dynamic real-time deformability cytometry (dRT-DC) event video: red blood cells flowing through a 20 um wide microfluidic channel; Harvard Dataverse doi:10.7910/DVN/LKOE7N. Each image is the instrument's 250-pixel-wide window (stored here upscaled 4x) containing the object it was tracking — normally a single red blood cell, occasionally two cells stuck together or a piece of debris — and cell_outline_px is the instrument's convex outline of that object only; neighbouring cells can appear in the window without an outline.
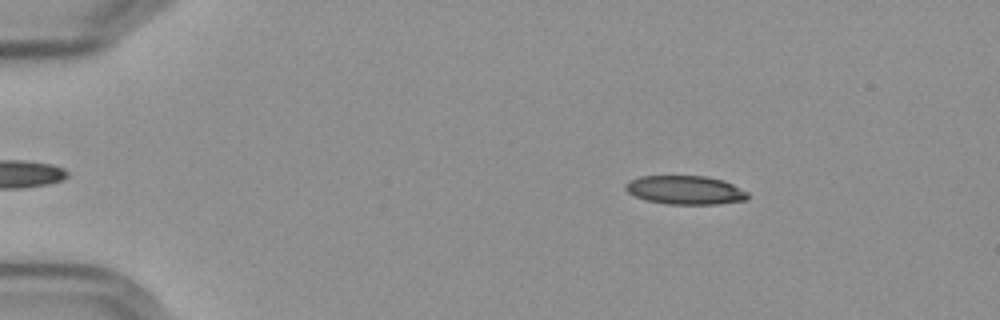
{"species": "Egyptian fruit bat (a non-hibernating species)", "species_latin": "Rousettus aegyptiacus", "temperature_condition": "cold", "stored_images_in_passage": 52, "camera_frame_rate_fps": 3000, "um_per_image_px": 0.085, "frame": {"image": 1, "passage_image": 5, "time_ms": 1.333, "image_size_px": [1000, 320], "cell_outline_px": [[748, 200], [716, 204], [668, 204], [644, 200], [628, 192], [624, 188], [624, 184], [628, 180], [640, 176], [708, 176], [724, 180], [748, 192]], "centroid_in_image_um": [58.23, 16.15], "position_along_channel_um": 26.8, "area_um2": 20.63}}
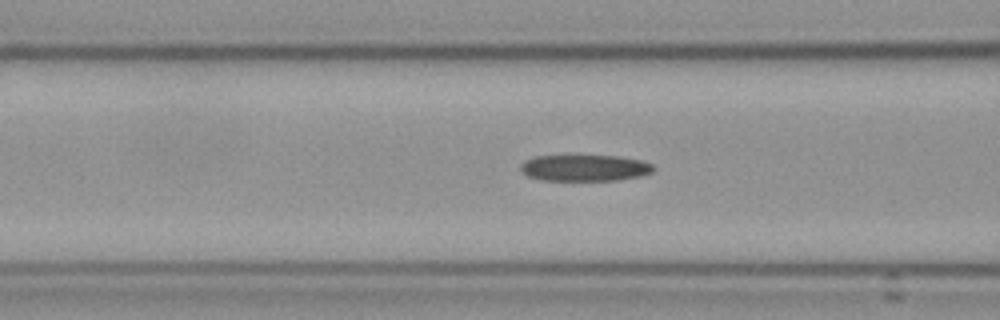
{"frame": {"image": 2, "passage_image": 19, "time_ms": 6.0, "image_size_px": [1000, 320], "cell_outline_px": [[656, 168], [652, 172], [644, 176], [620, 180], [544, 180], [528, 176], [520, 172], [520, 164], [524, 160], [536, 156], [616, 156], [640, 160], [652, 164]], "centroid_in_image_um": [49.71, 14.28], "position_along_channel_um": 116.9, "area_um2": 20.52}}
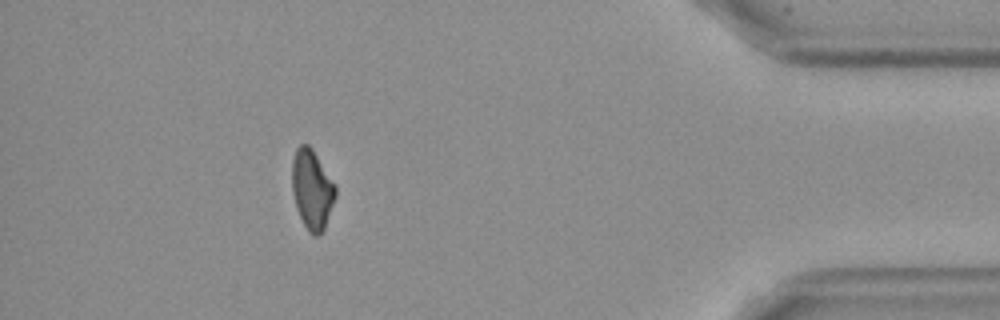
{"frame": {"image": 3, "passage_image": 47, "time_ms": 15.333, "image_size_px": [1000, 320], "cell_outline_px": [[336, 196], [324, 228], [320, 236], [312, 236], [308, 232], [296, 208], [292, 192], [292, 160], [296, 148], [300, 144], [308, 144], [312, 148], [336, 184]], "centroid_in_image_um": [26.52, 16.1], "position_along_channel_um": 408.7, "area_um2": 20.35}, "authors_computed_cell_mechanics": {"area_um2": 20.8658, "velocity_mm_per_s": 3.6065, "shape_relaxation_time_tau1_ms": null, "shape_relaxation_time_tau2_ms": 8.885, "deformation_change_tau1": null, "deformation_change_tau2": 0.2135}}